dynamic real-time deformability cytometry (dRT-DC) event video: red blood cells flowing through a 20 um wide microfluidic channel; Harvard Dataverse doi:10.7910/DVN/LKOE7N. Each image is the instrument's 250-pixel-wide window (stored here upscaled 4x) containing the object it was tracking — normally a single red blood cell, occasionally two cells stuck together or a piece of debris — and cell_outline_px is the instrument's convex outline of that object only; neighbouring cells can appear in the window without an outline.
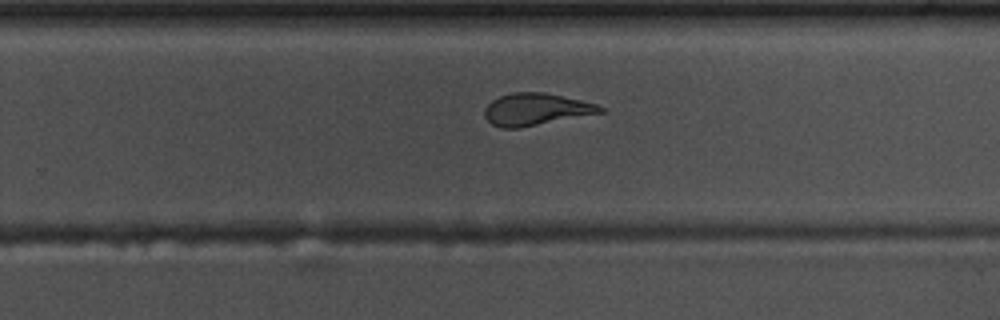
{"species": "common noctule bat (a hibernating species)", "species_latin": "Nyctalus noctula", "temperature_condition": "warm", "stored_images_in_passage": 54, "camera_frame_rate_fps": 3000, "um_per_image_px": 0.085, "animal": {"sex": "male", "body_mass_g": 17.5, "forearm_length_mm": 52.3}, "frame": {"image": 1, "passage_image": 35, "time_ms": 11.333, "image_size_px": [1000, 320], "cell_outline_px": [[604, 112], [516, 128], [504, 128], [492, 124], [484, 116], [484, 108], [492, 100], [500, 96], [512, 92], [544, 92], [580, 100], [596, 104], [604, 108]], "centroid_in_image_um": [45.52, 9.28], "position_along_channel_um": 284.3, "area_um2": 21.27}}
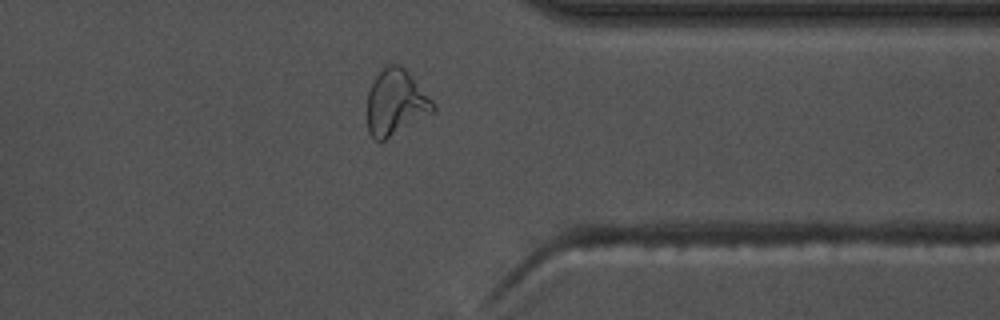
{"frame": {"image": 2, "passage_image": 43, "time_ms": 14.0, "image_size_px": [1000, 320], "cell_outline_px": [[436, 108], [432, 112], [384, 140], [376, 140], [368, 132], [368, 92], [376, 76], [388, 64], [400, 64], [408, 72], [436, 104]], "centroid_in_image_um": [33.64, 8.7], "position_along_channel_um": 377.8, "area_um2": 24.62}}
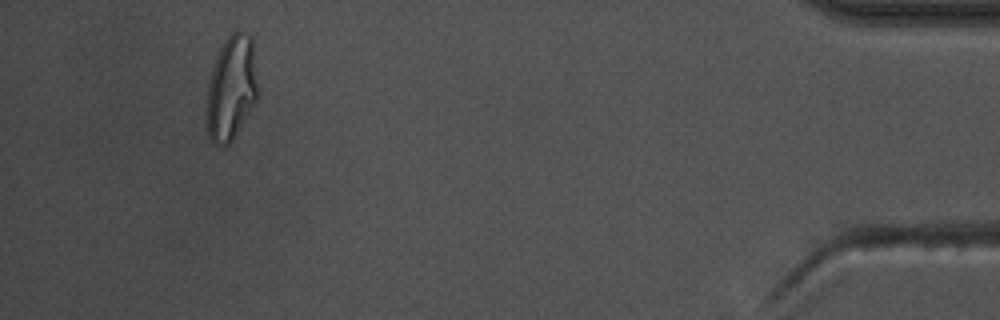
{"frame": {"image": 3, "passage_image": 51, "time_ms": 16.667, "image_size_px": [1000, 320], "cell_outline_px": [[260, 96], [232, 140], [224, 148], [212, 140], [208, 136], [208, 80], [216, 56], [224, 40], [236, 28], [240, 28], [248, 32], [252, 36], [260, 92]], "centroid_in_image_um": [19.73, 7.39], "position_along_channel_um": 415.5, "area_um2": 31.79}, "authors_computed_cell_mechanics": {"area_um2": 22.5131, "velocity_mm_per_s": 3.7229, "shape_relaxation_time_tau1_ms": 8.5286, "shape_relaxation_time_tau2_ms": 1.237, "deformation_change_tau1": 0.3162, "deformation_change_tau2": 0.0902}}